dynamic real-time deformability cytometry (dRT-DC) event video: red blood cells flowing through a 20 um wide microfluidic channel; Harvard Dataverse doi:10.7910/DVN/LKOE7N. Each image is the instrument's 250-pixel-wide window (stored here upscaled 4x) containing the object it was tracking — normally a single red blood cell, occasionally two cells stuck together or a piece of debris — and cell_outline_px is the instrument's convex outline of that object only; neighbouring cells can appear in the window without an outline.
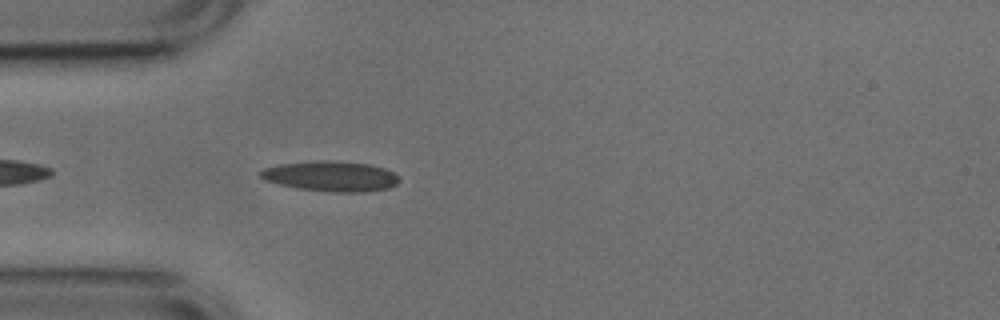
{"species": "common noctule bat (a hibernating species)", "species_latin": "Nyctalus noctula", "temperature_condition": "cold", "stored_images_in_passage": 7, "camera_frame_rate_fps": 3000, "um_per_image_px": 0.085, "animal": {"sex": "male", "body_mass_g": 17.9, "forearm_length_mm": 54.2}, "frame": {"image": 1, "passage_image": 3, "time_ms": 0.667, "image_size_px": [1000, 320], "cell_outline_px": [[400, 180], [396, 184], [388, 188], [364, 192], [332, 192], [300, 188], [280, 184], [264, 180], [260, 176], [260, 172], [264, 168], [280, 164], [320, 160], [328, 160], [368, 164], [384, 168], [400, 176]], "centroid_in_image_um": [28.15, 14.98], "position_along_channel_um": 56.8, "area_um2": 24.28}}